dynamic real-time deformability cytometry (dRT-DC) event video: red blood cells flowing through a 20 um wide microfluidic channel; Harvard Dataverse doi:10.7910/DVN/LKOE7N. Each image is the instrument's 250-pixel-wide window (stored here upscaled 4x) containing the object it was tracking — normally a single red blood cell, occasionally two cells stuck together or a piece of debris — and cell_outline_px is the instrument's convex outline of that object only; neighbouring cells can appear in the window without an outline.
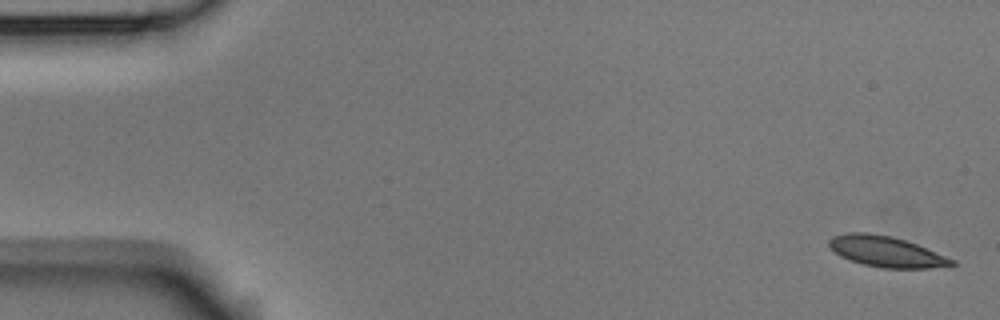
{"species": "Egyptian fruit bat (a non-hibernating species)", "species_latin": "Rousettus aegyptiacus", "temperature_condition": "room temperature", "stored_images_in_passage": 5, "camera_frame_rate_fps": 3000, "um_per_image_px": 0.085, "animal": {"sex": "male"}, "frame": {"image": 1, "passage_image": 1, "time_ms": 0.0, "image_size_px": [1000, 320], "cell_outline_px": [[956, 264], [952, 268], [880, 268], [864, 264], [840, 256], [828, 244], [828, 240], [832, 236], [848, 232], [868, 232], [892, 236], [916, 244], [956, 260]], "centroid_in_image_um": [75.39, 21.39], "position_along_channel_um": 9.6, "area_um2": 22.14}}